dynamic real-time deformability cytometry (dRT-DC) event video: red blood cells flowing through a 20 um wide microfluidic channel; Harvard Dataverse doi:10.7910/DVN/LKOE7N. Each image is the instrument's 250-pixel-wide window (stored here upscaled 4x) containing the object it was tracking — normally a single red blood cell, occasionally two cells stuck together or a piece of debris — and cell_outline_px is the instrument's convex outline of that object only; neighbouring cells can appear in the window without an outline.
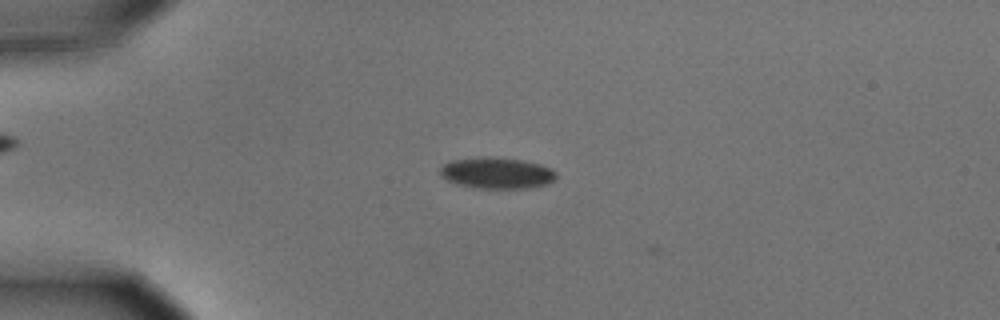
{"species": "common noctule bat (a hibernating species)", "species_latin": "Nyctalus noctula", "temperature_condition": "cold", "stored_images_in_passage": 8, "camera_frame_rate_fps": 3000, "um_per_image_px": 0.085, "animal": {"sex": "male", "body_mass_g": 15.6}, "frame": {"image": 1, "passage_image": 3, "time_ms": 0.667, "image_size_px": [1000, 320], "cell_outline_px": [[556, 176], [552, 180], [544, 184], [524, 188], [480, 188], [460, 184], [448, 180], [440, 176], [440, 168], [444, 164], [452, 160], [480, 156], [496, 156], [524, 160], [540, 164], [556, 172]], "centroid_in_image_um": [42.19, 14.67], "position_along_channel_um": 42.8, "area_um2": 20.98}}